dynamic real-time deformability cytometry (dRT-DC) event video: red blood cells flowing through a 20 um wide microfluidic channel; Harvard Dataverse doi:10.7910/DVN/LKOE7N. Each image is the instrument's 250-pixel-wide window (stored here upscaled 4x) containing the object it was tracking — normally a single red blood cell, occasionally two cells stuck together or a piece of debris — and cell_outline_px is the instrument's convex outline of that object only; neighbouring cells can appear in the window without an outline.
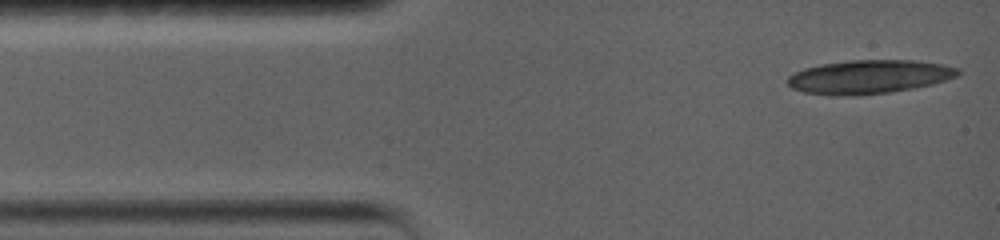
{"species": "common noctule bat (a hibernating species)", "species_latin": "Nyctalus noctula", "temperature_condition": "warm", "stored_images_in_passage": 1, "camera_frame_rate_fps": 5000, "um_per_image_px": 0.085, "animal": {"sex": "female", "body_mass_g": 19.0, "forearm_length_mm": 56.7}, "frame": {"image": 1, "passage_image": 1, "time_ms": 0.0, "image_size_px": [1000, 240], "cell_outline_px": [[960, 72], [956, 76], [932, 84], [912, 88], [888, 92], [844, 96], [804, 92], [792, 88], [788, 84], [788, 76], [792, 72], [804, 68], [820, 64], [848, 60], [916, 60], [944, 64], [960, 68]], "centroid_in_image_um": [73.86, 6.51], "position_along_channel_um": 11.1, "area_um2": 33.35}}